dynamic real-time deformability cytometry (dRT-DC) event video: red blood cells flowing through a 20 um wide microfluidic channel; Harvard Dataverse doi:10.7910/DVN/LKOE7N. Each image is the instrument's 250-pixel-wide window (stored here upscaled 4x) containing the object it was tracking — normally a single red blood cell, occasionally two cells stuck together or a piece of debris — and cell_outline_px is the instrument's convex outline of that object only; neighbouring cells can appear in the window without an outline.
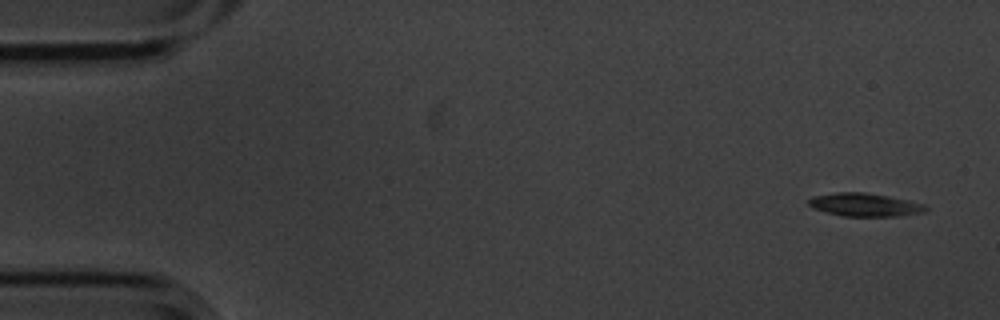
{"species": "common noctule bat (a hibernating species)", "species_latin": "Nyctalus noctula", "temperature_condition": "cold", "stored_images_in_passage": 6, "camera_frame_rate_fps": 3000, "um_per_image_px": 0.085, "animal": {"sex": "male", "body_mass_g": 20.1, "forearm_length_mm": 53.5}, "frame": {"image": 1, "passage_image": 1, "time_ms": 0.0, "image_size_px": [1000, 320], "cell_outline_px": [[928, 208], [924, 212], [896, 216], [840, 216], [812, 208], [808, 204], [808, 200], [812, 196], [836, 192], [864, 192], [888, 196], [908, 200], [924, 204]], "centroid_in_image_um": [73.47, 17.4], "position_along_channel_um": 11.5, "area_um2": 15.84}}
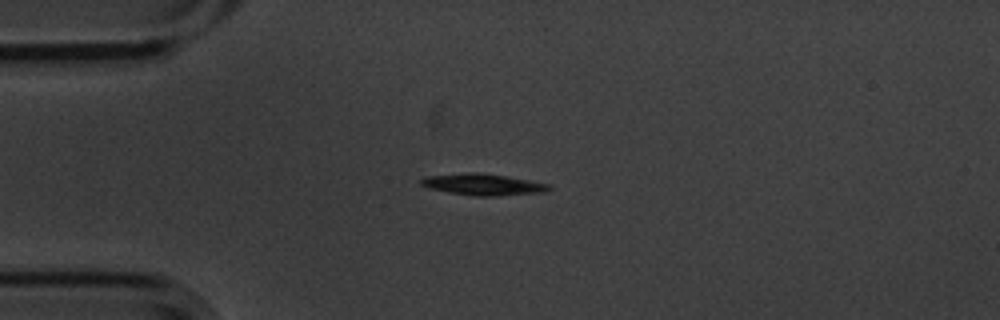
{"frame": {"image": 2, "passage_image": 4, "time_ms": 1.0, "image_size_px": [1000, 320], "cell_outline_px": [[552, 188], [544, 192], [496, 196], [476, 196], [448, 192], [428, 188], [420, 184], [420, 180], [428, 176], [468, 172], [476, 172], [504, 176], [552, 184]], "centroid_in_image_um": [41.07, 15.68], "position_along_channel_um": 43.9, "area_um2": 15.9}}
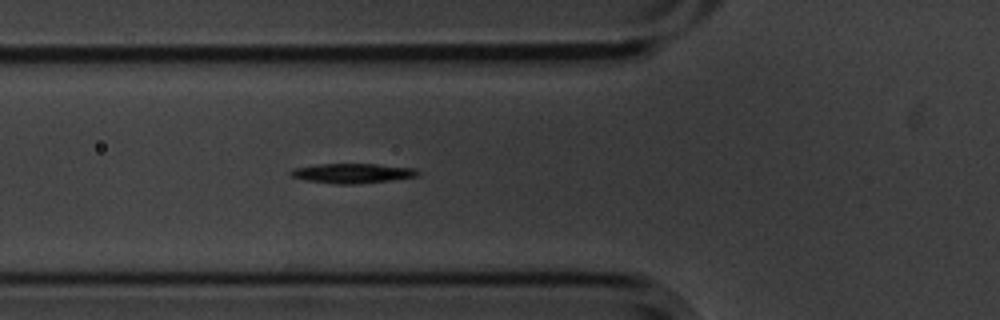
{"frame": {"image": 3, "passage_image": 6, "time_ms": 1.667, "image_size_px": [1000, 320], "cell_outline_px": [[420, 176], [356, 184], [336, 184], [304, 180], [292, 176], [288, 172], [292, 168], [316, 164], [376, 164], [416, 168], [420, 172]], "centroid_in_image_um": [29.94, 14.72], "position_along_channel_um": 95.9, "area_um2": 14.68}}